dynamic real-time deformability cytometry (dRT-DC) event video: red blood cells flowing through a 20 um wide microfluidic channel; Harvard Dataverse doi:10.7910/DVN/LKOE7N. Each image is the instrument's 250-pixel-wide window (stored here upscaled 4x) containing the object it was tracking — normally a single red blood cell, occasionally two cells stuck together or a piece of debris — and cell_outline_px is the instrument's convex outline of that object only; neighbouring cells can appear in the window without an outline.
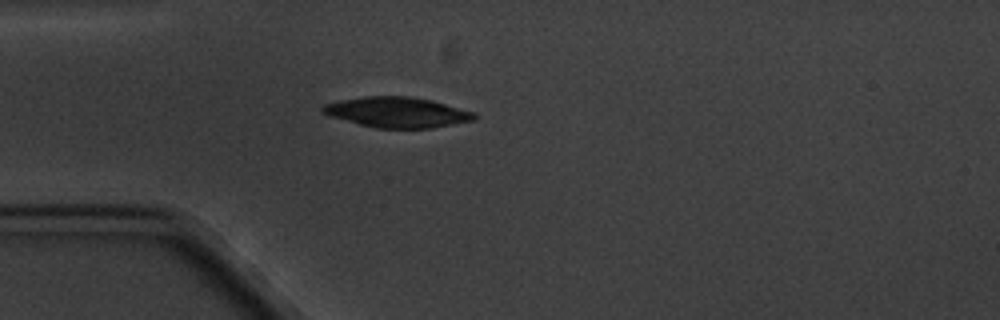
{"species": "common noctule bat (a hibernating species)", "species_latin": "Nyctalus noctula", "temperature_condition": "cold", "stored_images_in_passage": 4, "camera_frame_rate_fps": 3000, "um_per_image_px": 0.085, "animal": {"sex": "male", "body_mass_g": 20.1, "forearm_length_mm": 53.5}, "frame": {"image": 1, "passage_image": 1, "time_ms": 0.0, "image_size_px": [1000, 320], "cell_outline_px": [[476, 120], [432, 128], [376, 128], [360, 124], [332, 116], [320, 112], [320, 108], [324, 104], [340, 100], [364, 96], [412, 96], [432, 100], [476, 112]], "centroid_in_image_um": [33.79, 9.53], "position_along_channel_um": 51.2, "area_um2": 26.93}}